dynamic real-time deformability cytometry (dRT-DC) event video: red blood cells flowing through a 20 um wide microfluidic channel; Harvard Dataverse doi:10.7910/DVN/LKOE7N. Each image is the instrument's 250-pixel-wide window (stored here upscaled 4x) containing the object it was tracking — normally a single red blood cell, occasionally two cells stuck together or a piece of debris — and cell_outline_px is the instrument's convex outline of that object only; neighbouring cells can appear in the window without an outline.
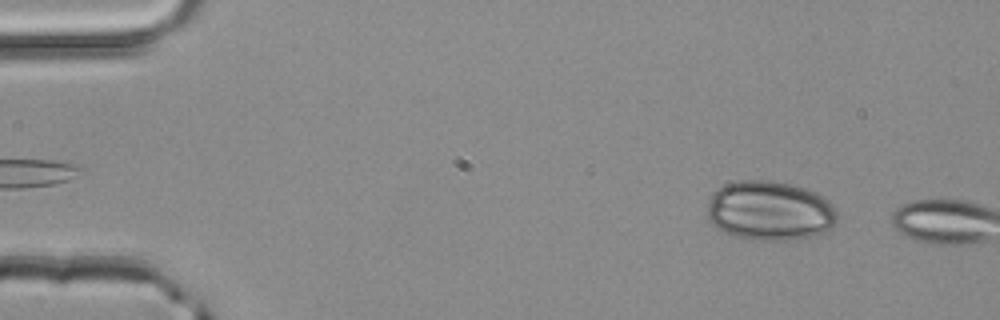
{"species": "common noctule bat (a hibernating species)", "species_latin": "Nyctalus noctula", "temperature_condition": "room temperature", "stored_images_in_passage": 2, "camera_frame_rate_fps": 3000, "um_per_image_px": 0.085, "animal": {"sex": "male", "body_mass_g": 20.4}, "frame": {"image": 1, "passage_image": 1, "time_ms": 0.0, "image_size_px": [1000, 320], "cell_outline_px": [[836, 224], [824, 232], [812, 236], [788, 240], [756, 240], [732, 236], [716, 228], [708, 220], [708, 200], [712, 192], [724, 184], [736, 180], [772, 180], [792, 184], [804, 188], [824, 196], [832, 204], [836, 212]], "centroid_in_image_um": [65.4, 17.91], "position_along_channel_um": 19.6, "area_um2": 45.55}}